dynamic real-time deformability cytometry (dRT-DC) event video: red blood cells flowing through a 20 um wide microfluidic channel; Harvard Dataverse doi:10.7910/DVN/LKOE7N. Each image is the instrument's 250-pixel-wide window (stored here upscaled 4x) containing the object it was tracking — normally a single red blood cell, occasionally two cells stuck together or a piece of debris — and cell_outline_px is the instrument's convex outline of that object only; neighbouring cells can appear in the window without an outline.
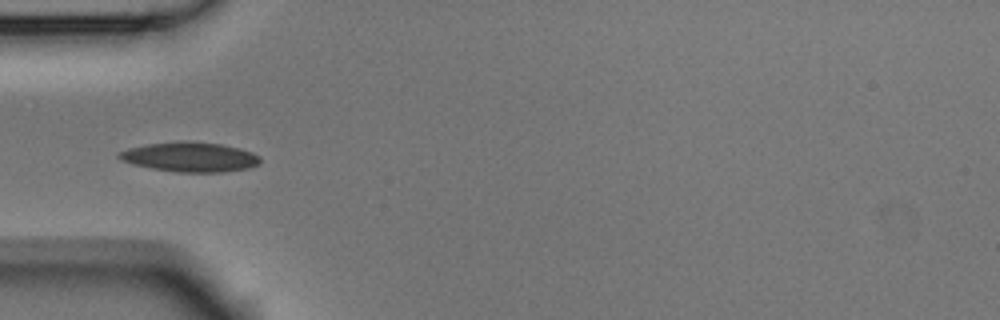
{"species": "Egyptian fruit bat (a non-hibernating species)", "species_latin": "Rousettus aegyptiacus", "temperature_condition": "room temperature", "stored_images_in_passage": 7, "camera_frame_rate_fps": 3000, "um_per_image_px": 0.085, "animal": {"sex": "male"}, "frame": {"image": 1, "passage_image": 5, "time_ms": 1.333, "image_size_px": [1000, 320], "cell_outline_px": [[260, 164], [248, 168], [224, 172], [176, 172], [152, 168], [132, 164], [120, 160], [116, 156], [116, 152], [128, 148], [148, 144], [176, 140], [184, 140], [220, 144], [240, 148], [252, 152], [260, 156]], "centroid_in_image_um": [16.12, 13.33], "position_along_channel_um": 68.9, "area_um2": 24.74}}
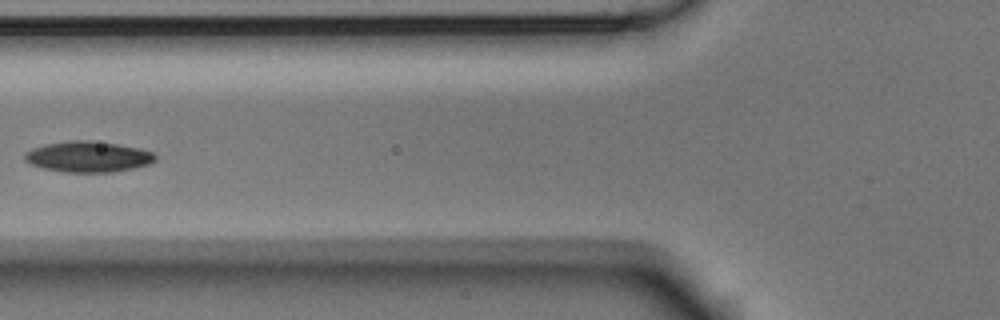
{"frame": {"image": 2, "passage_image": 6, "time_ms": 1.667, "image_size_px": [1000, 320], "cell_outline_px": [[156, 160], [152, 164], [112, 172], [64, 172], [44, 168], [28, 164], [24, 160], [24, 152], [32, 148], [48, 144], [72, 140], [88, 140], [116, 144], [140, 148], [152, 152], [156, 156]], "centroid_in_image_um": [7.48, 13.32], "position_along_channel_um": 118.3, "area_um2": 23.47}}
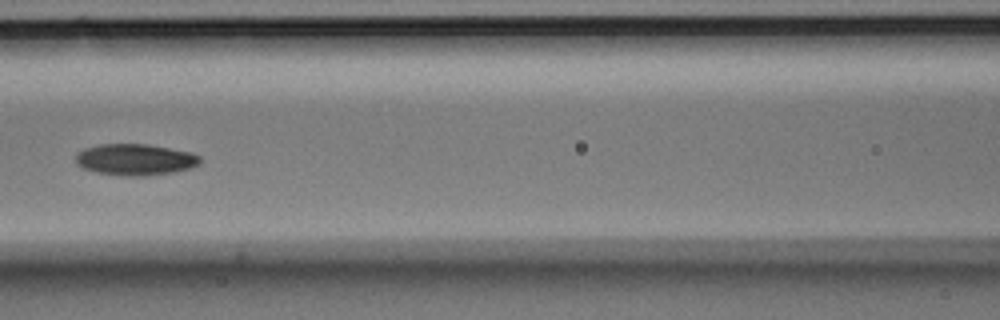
{"frame": {"image": 3, "passage_image": 7, "time_ms": 2.0, "image_size_px": [1000, 320], "cell_outline_px": [[200, 164], [192, 168], [172, 172], [144, 176], [124, 176], [96, 172], [84, 168], [76, 164], [76, 156], [84, 148], [100, 144], [148, 144], [192, 152], [200, 156]], "centroid_in_image_um": [11.52, 13.56], "position_along_channel_um": 155.1, "area_um2": 22.77}}